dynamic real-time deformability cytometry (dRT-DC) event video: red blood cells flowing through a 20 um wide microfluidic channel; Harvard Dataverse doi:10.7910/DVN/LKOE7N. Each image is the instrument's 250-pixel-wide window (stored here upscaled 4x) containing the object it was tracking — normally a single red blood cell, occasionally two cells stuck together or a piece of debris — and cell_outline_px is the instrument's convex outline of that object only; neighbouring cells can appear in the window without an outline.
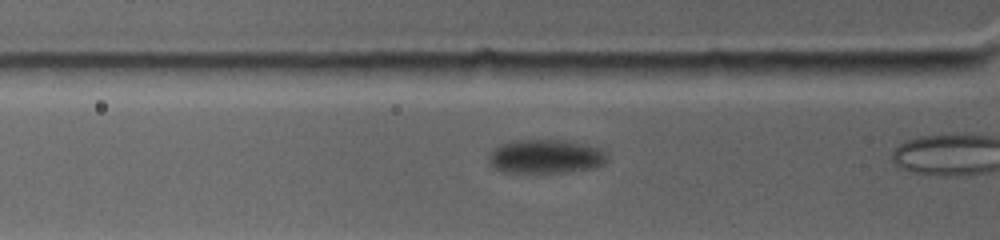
{"species": "common noctule bat (a hibernating species)", "species_latin": "Nyctalus noctula", "temperature_condition": "warm", "stored_images_in_passage": 9, "camera_frame_rate_fps": 4500, "um_per_image_px": 0.085, "animal": {"sex": "female", "body_mass_g": 19.0, "forearm_length_mm": 53.3}, "frame": {"image": 1, "passage_image": 3, "time_ms": 0.667, "image_size_px": [1000, 240], "cell_outline_px": [[604, 160], [600, 164], [588, 168], [568, 172], [536, 176], [500, 172], [492, 164], [492, 156], [500, 148], [508, 144], [548, 140], [584, 148], [596, 152]], "centroid_in_image_um": [46.2, 13.46], "position_along_channel_um": 79.6, "area_um2": 21.1}}
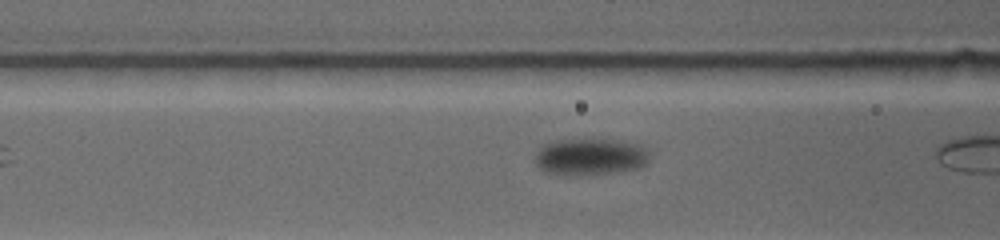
{"frame": {"image": 2, "passage_image": 6, "time_ms": 1.778, "image_size_px": [1000, 240], "cell_outline_px": [[644, 160], [640, 164], [632, 168], [620, 172], [588, 176], [568, 176], [544, 172], [540, 168], [540, 152], [544, 148], [552, 144], [568, 140], [604, 140], [624, 144], [640, 152]], "centroid_in_image_um": [50.01, 13.43], "position_along_channel_um": 116.6, "area_um2": 22.02}}